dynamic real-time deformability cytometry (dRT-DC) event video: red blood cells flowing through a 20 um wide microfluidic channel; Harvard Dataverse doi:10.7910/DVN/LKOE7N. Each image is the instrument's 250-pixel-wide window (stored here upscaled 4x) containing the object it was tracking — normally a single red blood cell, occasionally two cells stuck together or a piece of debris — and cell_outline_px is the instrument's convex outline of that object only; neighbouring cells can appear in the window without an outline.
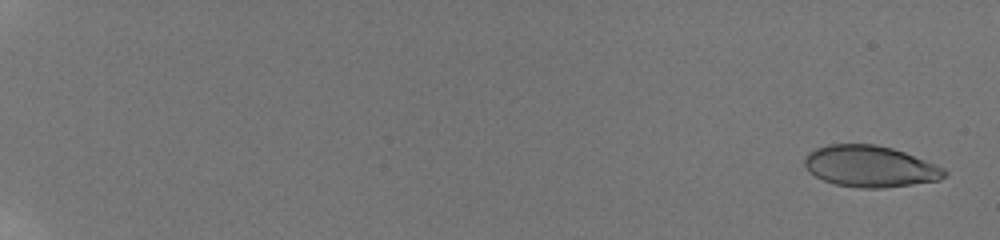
{"species": "human", "species_latin": "Homo sapiens", "temperature_condition": "room temperature", "stored_images_in_passage": 37, "camera_frame_rate_fps": 3000, "um_per_image_px": 0.085, "donor": {"sex": "male"}, "frame": {"image": 1, "passage_image": 2, "time_ms": 0.667, "image_size_px": [1000, 240], "cell_outline_px": [[948, 172], [940, 180], [884, 188], [860, 188], [836, 184], [824, 180], [808, 172], [804, 164], [804, 160], [808, 152], [816, 148], [828, 144], [876, 144], [892, 148], [904, 152], [936, 164], [944, 168]], "centroid_in_image_um": [73.95, 14.14], "position_along_channel_um": 11.0, "area_um2": 33.76}}
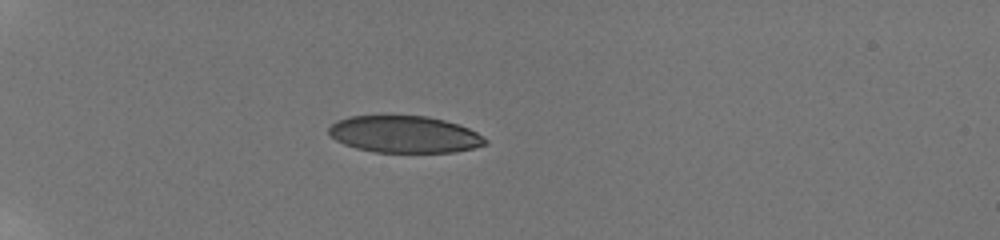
{"frame": {"image": 2, "passage_image": 21, "time_ms": 6.667, "image_size_px": [1000, 240], "cell_outline_px": [[488, 144], [472, 148], [452, 152], [376, 152], [356, 148], [344, 144], [336, 140], [328, 132], [328, 128], [336, 120], [348, 116], [428, 116], [444, 120], [468, 128], [476, 132], [488, 140]], "centroid_in_image_um": [34.37, 11.42], "position_along_channel_um": 50.6, "area_um2": 33.52}}
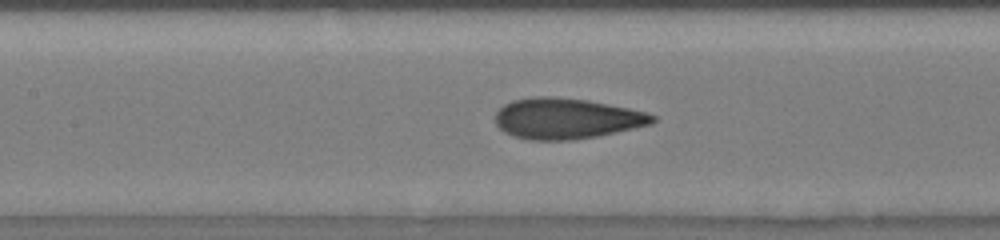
{"frame": {"image": 3, "passage_image": 33, "time_ms": 10.667, "image_size_px": [1000, 240], "cell_outline_px": [[656, 120], [652, 124], [596, 136], [572, 140], [528, 140], [512, 136], [504, 132], [496, 124], [496, 112], [504, 104], [512, 100], [536, 96], [552, 96], [588, 100], [628, 108], [644, 112], [656, 116]], "centroid_in_image_um": [48.12, 10.07], "position_along_channel_um": 159.3, "area_um2": 37.28}}